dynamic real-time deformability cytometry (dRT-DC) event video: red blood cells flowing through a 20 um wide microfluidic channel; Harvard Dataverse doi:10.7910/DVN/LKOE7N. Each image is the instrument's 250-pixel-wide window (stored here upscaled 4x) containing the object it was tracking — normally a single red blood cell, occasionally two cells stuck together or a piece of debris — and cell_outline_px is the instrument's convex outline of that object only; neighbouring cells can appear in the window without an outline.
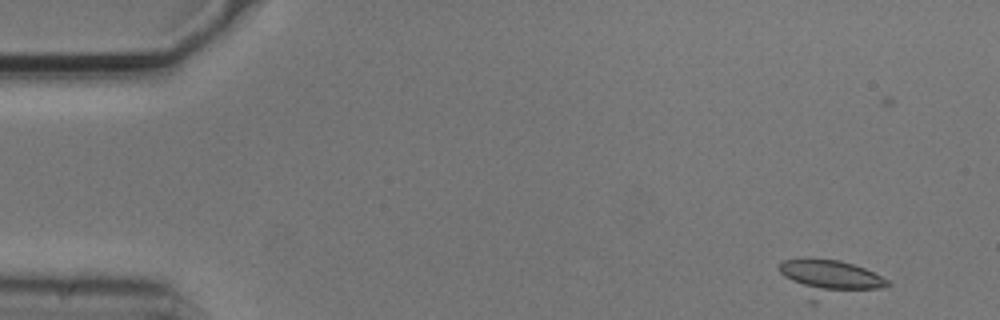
{"species": "common noctule bat (a hibernating species)", "species_latin": "Nyctalus noctula", "temperature_condition": "cold", "stored_images_in_passage": 5, "camera_frame_rate_fps": 3000, "um_per_image_px": 0.085, "animal": {"sex": "male", "body_mass_g": 20.5, "forearm_length_mm": 52.5}, "frame": {"image": 1, "passage_image": 2, "time_ms": 0.333, "image_size_px": [1000, 320], "cell_outline_px": [[892, 284], [880, 288], [816, 304], [808, 304], [776, 268], [784, 260], [808, 256], [840, 260], [864, 268], [888, 280]], "centroid_in_image_um": [70.4, 23.68], "position_along_channel_um": 14.6, "area_um2": 24.28}}
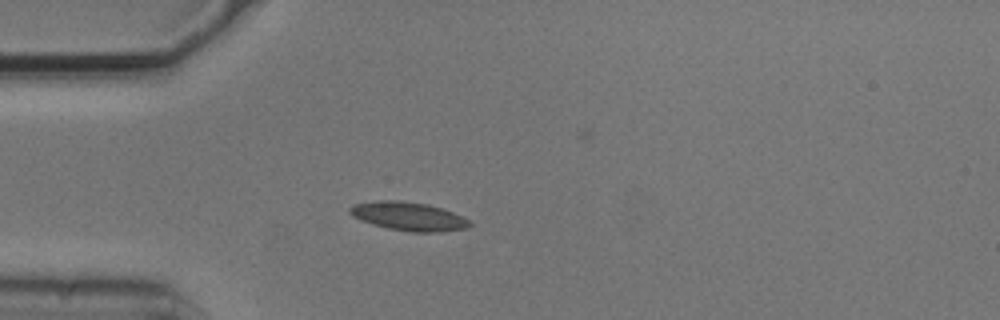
{"frame": {"image": 2, "passage_image": 5, "time_ms": 1.333, "image_size_px": [1000, 320], "cell_outline_px": [[472, 224], [468, 228], [440, 232], [412, 232], [388, 228], [372, 224], [360, 220], [352, 216], [348, 212], [348, 208], [352, 204], [376, 200], [400, 200], [428, 204], [452, 212], [468, 220]], "centroid_in_image_um": [34.67, 18.38], "position_along_channel_um": 50.3, "area_um2": 20.06}}